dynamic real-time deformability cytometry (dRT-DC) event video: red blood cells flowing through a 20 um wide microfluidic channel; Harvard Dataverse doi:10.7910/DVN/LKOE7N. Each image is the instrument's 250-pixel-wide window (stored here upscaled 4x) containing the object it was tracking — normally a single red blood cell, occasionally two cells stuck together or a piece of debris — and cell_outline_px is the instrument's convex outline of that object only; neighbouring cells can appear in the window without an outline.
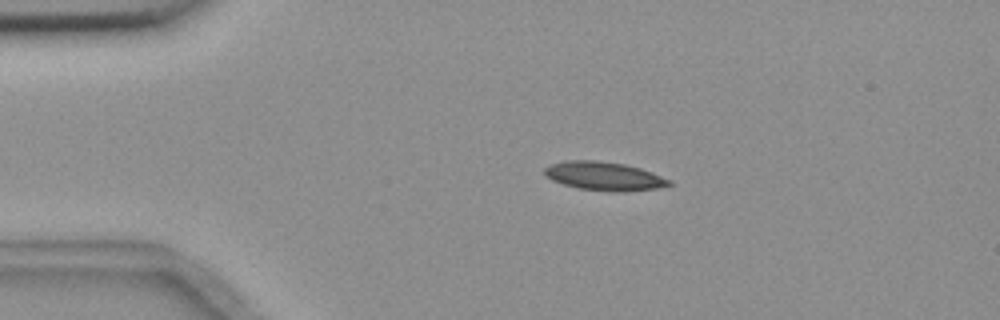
{"species": "common noctule bat (a hibernating species)", "species_latin": "Nyctalus noctula", "temperature_condition": "room temperature", "stored_images_in_passage": 5, "camera_frame_rate_fps": 3000, "um_per_image_px": 0.085, "animal": {"sex": "female", "body_mass_g": 18.4}, "frame": {"image": 1, "passage_image": 2, "time_ms": 1.333, "image_size_px": [1000, 320], "cell_outline_px": [[672, 184], [656, 188], [624, 192], [580, 188], [564, 184], [552, 180], [544, 176], [544, 168], [548, 164], [568, 160], [596, 160], [624, 164], [640, 168], [652, 172], [672, 180]], "centroid_in_image_um": [51.33, 14.95], "position_along_channel_um": 33.7, "area_um2": 20.69}}